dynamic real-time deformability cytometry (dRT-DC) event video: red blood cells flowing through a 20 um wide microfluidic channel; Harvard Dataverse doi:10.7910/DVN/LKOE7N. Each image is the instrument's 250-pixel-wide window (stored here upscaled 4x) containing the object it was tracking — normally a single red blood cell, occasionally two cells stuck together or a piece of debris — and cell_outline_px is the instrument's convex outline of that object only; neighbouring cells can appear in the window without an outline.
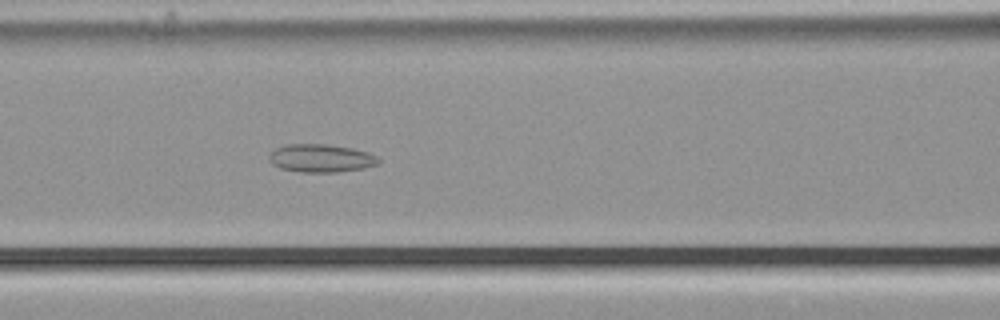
{"species": "common noctule bat (a hibernating species)", "species_latin": "Nyctalus noctula", "temperature_condition": "cold", "stored_images_in_passage": 55, "camera_frame_rate_fps": 3000, "um_per_image_px": 0.085, "animal": {"sex": "male", "body_mass_g": 21.5, "forearm_length_mm": 52.0}, "frame": {"image": 1, "passage_image": 23, "time_ms": 7.333, "image_size_px": [1000, 320], "cell_outline_px": [[380, 164], [364, 168], [336, 172], [300, 172], [280, 168], [272, 164], [268, 160], [268, 156], [276, 148], [288, 144], [324, 144], [352, 148], [368, 152], [376, 156], [380, 160]], "centroid_in_image_um": [27.28, 13.45], "position_along_channel_um": 139.3, "area_um2": 17.92}}
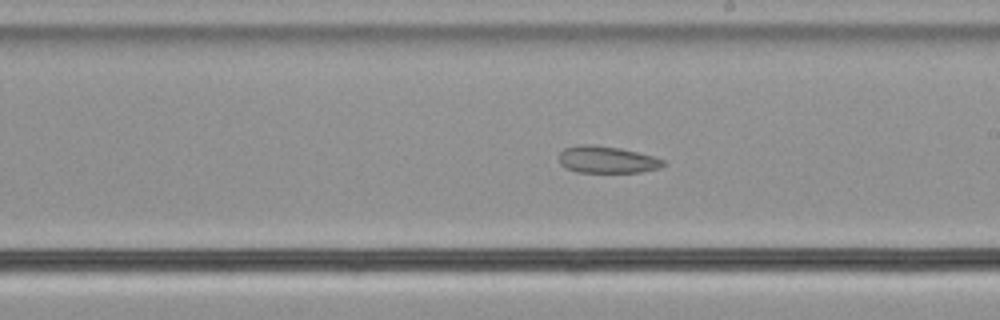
{"frame": {"image": 2, "passage_image": 31, "time_ms": 10.0, "image_size_px": [1000, 320], "cell_outline_px": [[668, 164], [660, 168], [640, 172], [576, 172], [560, 164], [560, 152], [564, 148], [580, 144], [592, 144], [620, 148], [652, 156], [664, 160]], "centroid_in_image_um": [51.61, 13.57], "position_along_channel_um": 237.4, "area_um2": 16.36}}
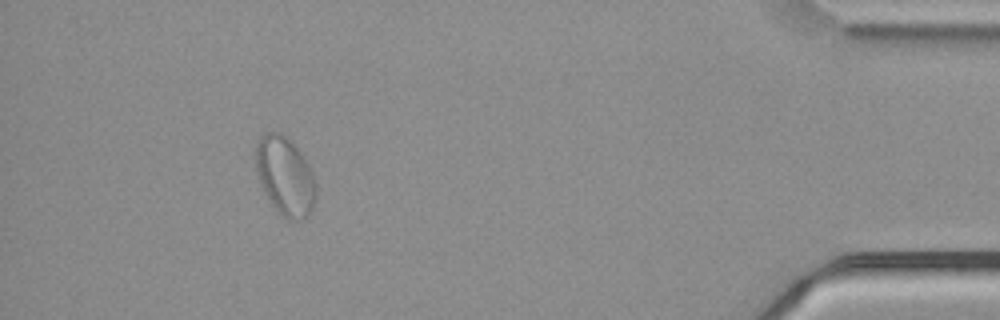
{"frame": {"image": 3, "passage_image": 50, "time_ms": 16.333, "image_size_px": [1000, 320], "cell_outline_px": [[316, 200], [308, 216], [300, 220], [288, 220], [268, 200], [260, 184], [256, 168], [256, 144], [260, 136], [264, 132], [280, 132], [300, 152], [316, 184]], "centroid_in_image_um": [24.21, 14.99], "position_along_channel_um": 411.0, "area_um2": 27.11}, "authors_computed_cell_mechanics": {"area_um2": 23.5246, "velocity_mm_per_s": 3.6893, "shape_relaxation_time_tau1_ms": null, "shape_relaxation_time_tau2_ms": 3.6469, "deformation_change_tau1": null, "deformation_change_tau2": 0.0827}}